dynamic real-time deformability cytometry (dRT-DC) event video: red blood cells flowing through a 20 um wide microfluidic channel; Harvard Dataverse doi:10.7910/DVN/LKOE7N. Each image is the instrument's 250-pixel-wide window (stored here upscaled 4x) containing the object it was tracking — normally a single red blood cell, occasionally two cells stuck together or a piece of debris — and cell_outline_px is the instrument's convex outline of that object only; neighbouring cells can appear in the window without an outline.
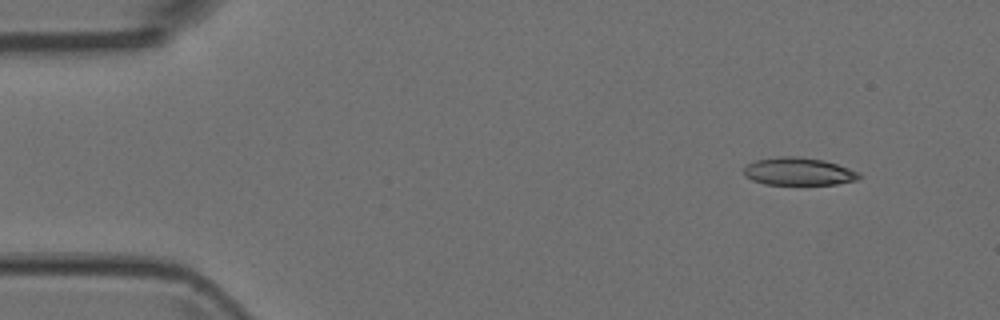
{"species": "Egyptian fruit bat (a non-hibernating species)", "species_latin": "Rousettus aegyptiacus", "temperature_condition": "room temperature", "stored_images_in_passage": 7, "camera_frame_rate_fps": 3000, "um_per_image_px": 0.085, "animal": {"sex": "female"}, "frame": {"image": 1, "passage_image": 1, "time_ms": 0.0, "image_size_px": [1000, 320], "cell_outline_px": [[864, 176], [856, 180], [836, 184], [764, 184], [752, 180], [744, 176], [744, 168], [748, 164], [756, 160], [780, 156], [796, 156], [824, 160], [860, 172]], "centroid_in_image_um": [67.89, 14.57], "position_along_channel_um": 17.1, "area_um2": 18.61}}
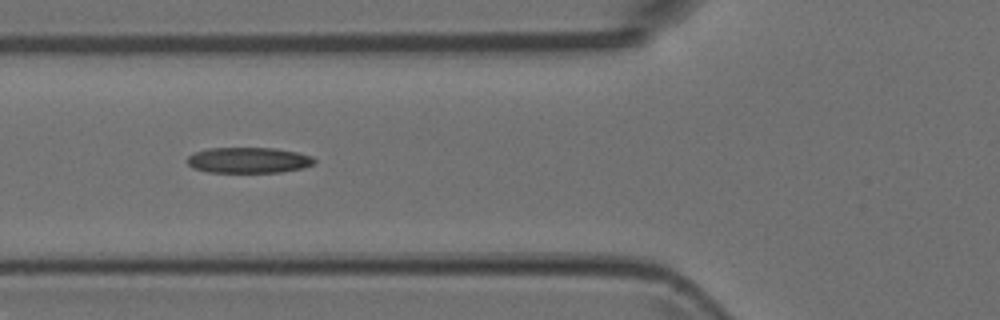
{"frame": {"image": 2, "passage_image": 5, "time_ms": 1.333, "image_size_px": [1000, 320], "cell_outline_px": [[316, 164], [304, 168], [280, 172], [208, 172], [192, 168], [188, 164], [188, 156], [196, 152], [208, 148], [272, 148], [296, 152], [312, 156], [316, 160]], "centroid_in_image_um": [21.15, 13.62], "position_along_channel_um": 104.6, "area_um2": 19.07}}
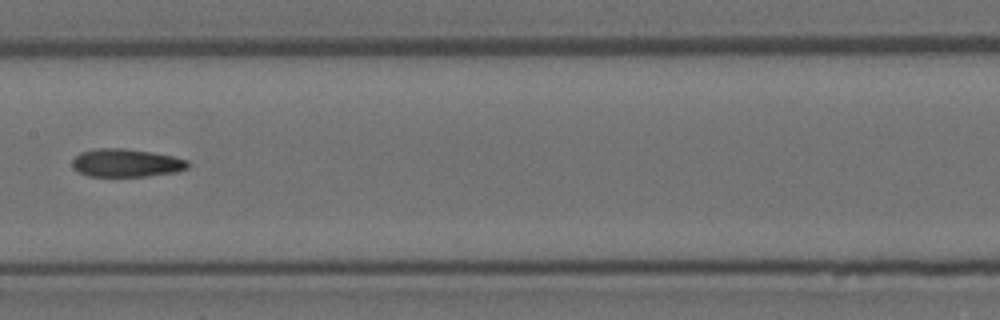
{"frame": {"image": 3, "passage_image": 7, "time_ms": 2.0, "image_size_px": [1000, 320], "cell_outline_px": [[192, 164], [188, 168], [176, 172], [148, 176], [88, 176], [80, 172], [72, 164], [72, 160], [80, 152], [96, 148], [124, 148], [152, 152], [172, 156], [188, 160]], "centroid_in_image_um": [10.78, 13.84], "position_along_channel_um": 196.6, "area_um2": 18.96}}